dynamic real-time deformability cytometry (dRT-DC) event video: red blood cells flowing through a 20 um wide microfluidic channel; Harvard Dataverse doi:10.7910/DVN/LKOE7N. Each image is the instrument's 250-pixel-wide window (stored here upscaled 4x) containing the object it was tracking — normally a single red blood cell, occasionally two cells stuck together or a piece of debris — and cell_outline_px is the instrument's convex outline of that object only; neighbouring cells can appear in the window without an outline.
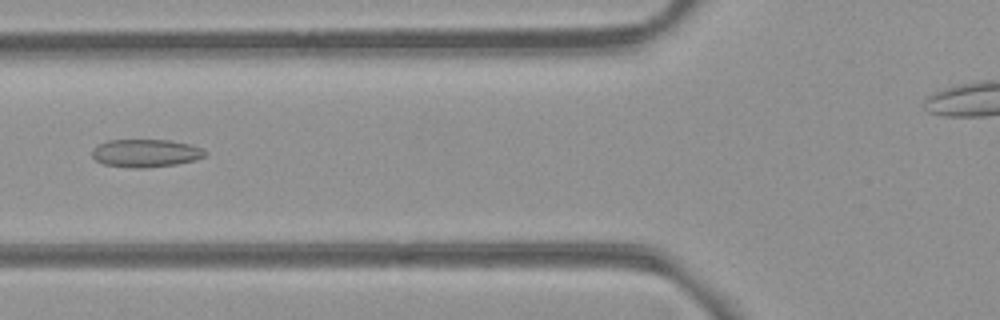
{"species": "common noctule bat (a hibernating species)", "species_latin": "Nyctalus noctula", "temperature_condition": "room temperature", "stored_images_in_passage": 8, "segment_of_instrument_passage": [1, 2], "camera_frame_rate_fps": 3000, "um_per_image_px": 0.085, "animal": {"sex": "female", "body_mass_g": 21.9}, "frame": {"image": 1, "passage_image": 6, "time_ms": 5.667, "image_size_px": [1000, 320], "cell_outline_px": [[208, 152], [204, 156], [196, 160], [176, 164], [144, 168], [136, 168], [104, 164], [96, 160], [92, 156], [92, 148], [108, 140], [168, 140], [188, 144], [200, 148]], "centroid_in_image_um": [12.38, 13.02], "position_along_channel_um": 113.4, "area_um2": 18.21}}
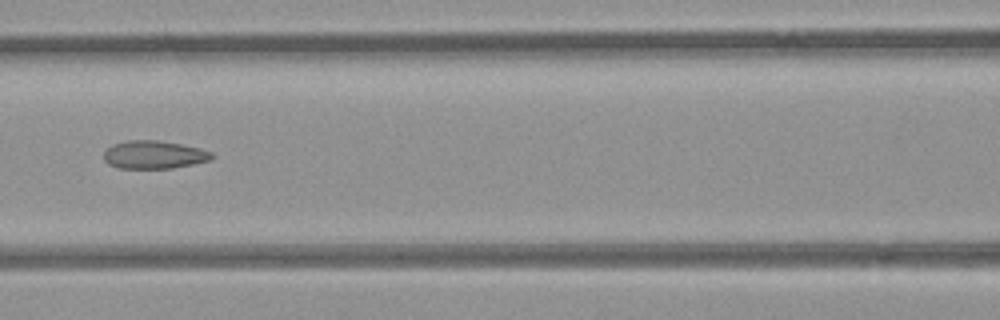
{"frame": {"image": 2, "passage_image": 7, "time_ms": 6.667, "image_size_px": [1000, 320], "cell_outline_px": [[212, 160], [172, 168], [116, 168], [108, 164], [104, 160], [104, 152], [112, 144], [124, 140], [156, 140], [180, 144], [200, 148], [212, 152]], "centroid_in_image_um": [13.06, 13.15], "position_along_channel_um": 153.5, "area_um2": 17.69}}